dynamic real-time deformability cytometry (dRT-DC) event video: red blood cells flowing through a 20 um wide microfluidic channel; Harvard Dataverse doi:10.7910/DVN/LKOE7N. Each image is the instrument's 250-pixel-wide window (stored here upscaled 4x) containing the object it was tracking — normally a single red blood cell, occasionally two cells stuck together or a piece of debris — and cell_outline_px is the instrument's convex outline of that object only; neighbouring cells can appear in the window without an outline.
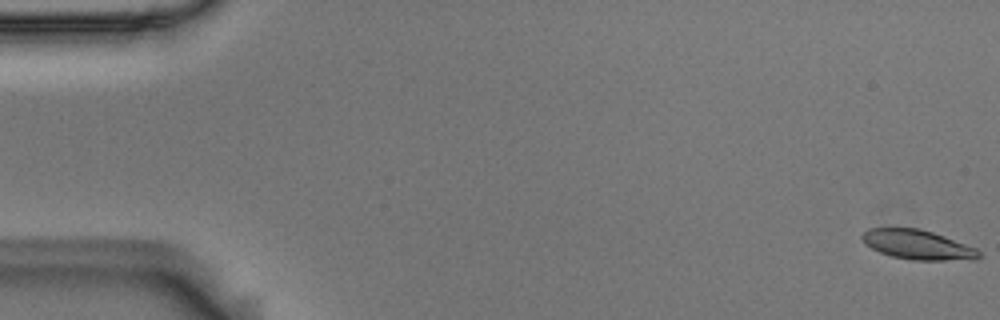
{"species": "Egyptian fruit bat (a non-hibernating species)", "species_latin": "Rousettus aegyptiacus", "temperature_condition": "room temperature", "stored_images_in_passage": 56, "camera_frame_rate_fps": 3000, "um_per_image_px": 0.085, "animal": {"sex": "male"}, "frame": {"image": 1, "passage_image": 1, "time_ms": 0.0, "image_size_px": [1000, 320], "cell_outline_px": [[984, 256], [976, 260], [912, 260], [892, 256], [880, 252], [864, 244], [860, 236], [868, 228], [916, 228], [932, 232], [944, 236], [976, 248]], "centroid_in_image_um": [78.02, 20.81], "position_along_channel_um": 7.0, "area_um2": 20.17}}
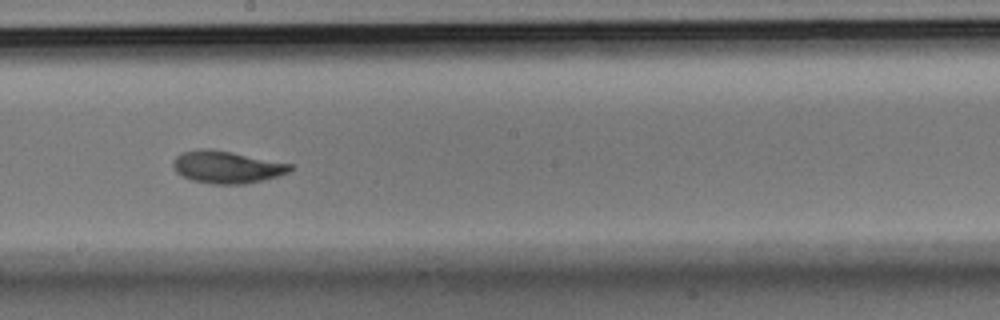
{"frame": {"image": 2, "passage_image": 31, "time_ms": 10.0, "image_size_px": [1000, 320], "cell_outline_px": [[292, 168], [288, 172], [264, 180], [244, 184], [212, 184], [192, 180], [176, 172], [172, 168], [172, 160], [180, 152], [200, 148], [212, 148], [292, 164]], "centroid_in_image_um": [19.22, 14.19], "position_along_channel_um": 229.0, "area_um2": 22.14}}
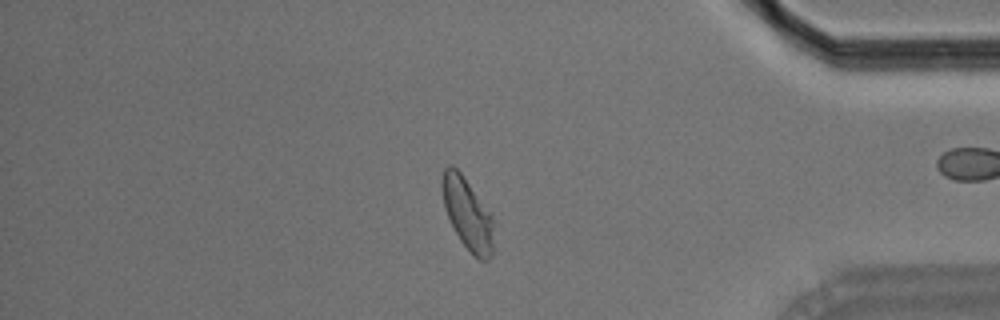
{"frame": {"image": 3, "passage_image": 47, "time_ms": 15.333, "image_size_px": [1000, 320], "cell_outline_px": [[496, 224], [492, 256], [488, 260], [480, 260], [460, 240], [444, 208], [440, 188], [440, 180], [444, 168], [448, 164], [452, 164], [460, 172], [492, 216]], "centroid_in_image_um": [39.74, 18.16], "position_along_channel_um": 395.5, "area_um2": 21.68}, "authors_computed_cell_mechanics": {"area_um2": 21.6461, "velocity_mm_per_s": 3.6704, "shape_relaxation_time_tau1_ms": 3.6401, "shape_relaxation_time_tau2_ms": 1.8541, "deformation_change_tau1": 0.1461, "deformation_change_tau2": 0.0641}}